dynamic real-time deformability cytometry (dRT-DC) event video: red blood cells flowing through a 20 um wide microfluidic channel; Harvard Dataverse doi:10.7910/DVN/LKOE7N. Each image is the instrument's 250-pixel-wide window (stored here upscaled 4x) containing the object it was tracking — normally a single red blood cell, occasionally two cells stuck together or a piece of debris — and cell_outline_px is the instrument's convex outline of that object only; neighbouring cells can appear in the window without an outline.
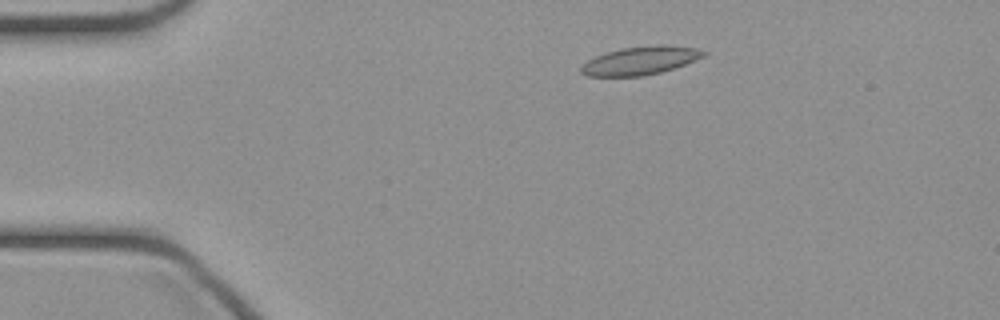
{"species": "common noctule bat (a hibernating species)", "species_latin": "Nyctalus noctula", "temperature_condition": "cold", "stored_images_in_passage": 39, "camera_frame_rate_fps": 3000, "um_per_image_px": 0.085, "animal": {"sex": "female", "body_mass_g": 21.9}, "frame": {"image": 1, "passage_image": 1, "time_ms": 0.0, "image_size_px": [1000, 320], "cell_outline_px": [[708, 52], [704, 56], [684, 64], [660, 72], [640, 76], [588, 76], [580, 72], [580, 64], [596, 56], [608, 52], [624, 48], [656, 44], [696, 48]], "centroid_in_image_um": [54.39, 5.15], "position_along_channel_um": 30.6, "area_um2": 19.88}}
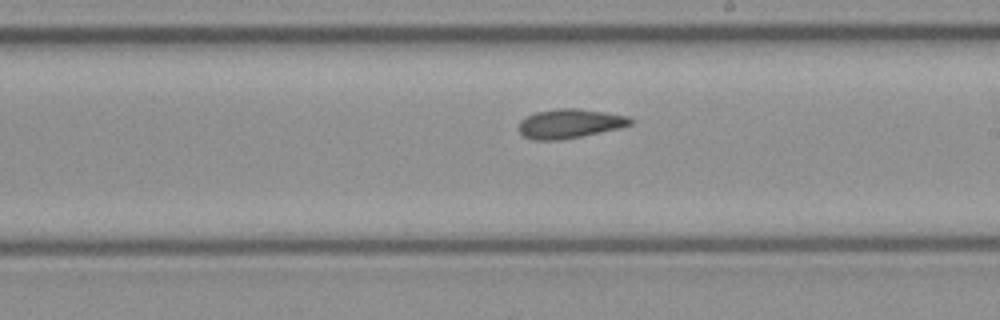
{"frame": {"image": 2, "passage_image": 19, "time_ms": 6.0, "image_size_px": [1000, 320], "cell_outline_px": [[632, 124], [620, 128], [560, 140], [532, 140], [524, 136], [516, 128], [520, 120], [536, 112], [556, 108], [576, 108], [604, 112], [628, 116], [632, 120]], "centroid_in_image_um": [48.38, 10.5], "position_along_channel_um": 240.6, "area_um2": 19.02}}
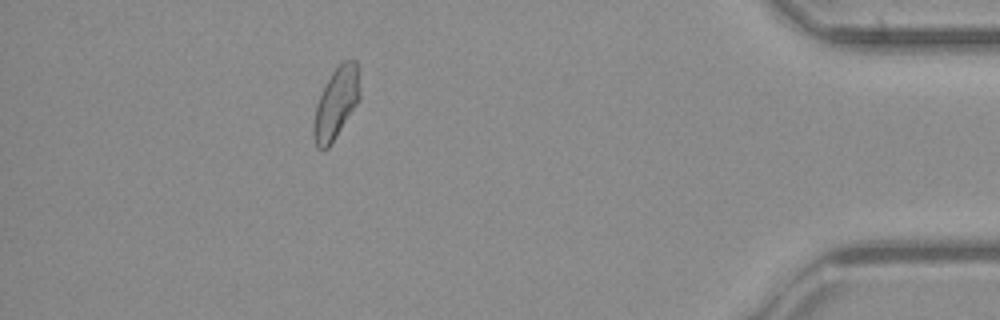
{"frame": {"image": 3, "passage_image": 34, "time_ms": 11.0, "image_size_px": [1000, 320], "cell_outline_px": [[360, 100], [328, 148], [316, 148], [312, 132], [312, 124], [316, 104], [332, 72], [344, 60], [356, 60], [360, 92]], "centroid_in_image_um": [28.56, 8.8], "position_along_channel_um": 406.6, "area_um2": 18.96}}